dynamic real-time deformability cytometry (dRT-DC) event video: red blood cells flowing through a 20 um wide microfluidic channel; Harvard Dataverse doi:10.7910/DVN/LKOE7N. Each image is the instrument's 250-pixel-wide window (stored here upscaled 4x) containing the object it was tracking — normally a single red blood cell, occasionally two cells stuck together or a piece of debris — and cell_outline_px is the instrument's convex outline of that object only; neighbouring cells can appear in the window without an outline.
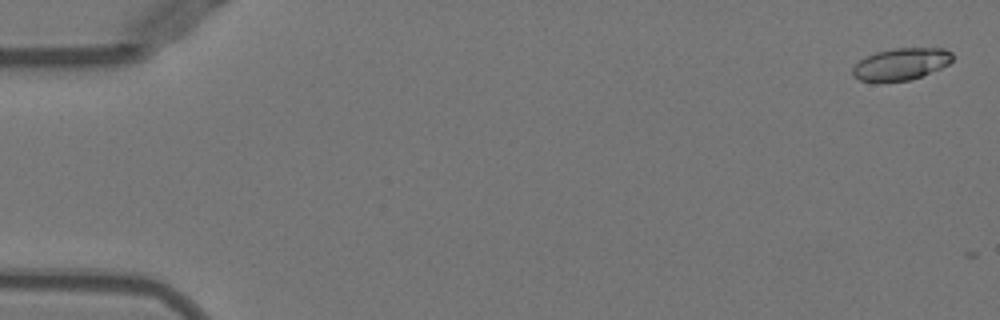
{"species": "Egyptian fruit bat (a non-hibernating species)", "species_latin": "Rousettus aegyptiacus", "temperature_condition": "warm", "stored_images_in_passage": 6, "camera_frame_rate_fps": 3000, "um_per_image_px": 0.085, "animal": {"sex": "female"}, "frame": {"image": 1, "passage_image": 2, "time_ms": 0.333, "image_size_px": [1000, 320], "cell_outline_px": [[952, 60], [948, 64], [940, 68], [920, 76], [908, 80], [860, 80], [852, 76], [852, 68], [860, 60], [876, 52], [896, 48], [944, 48], [952, 52]], "centroid_in_image_um": [76.6, 5.42], "position_along_channel_um": 8.4, "area_um2": 18.09}}